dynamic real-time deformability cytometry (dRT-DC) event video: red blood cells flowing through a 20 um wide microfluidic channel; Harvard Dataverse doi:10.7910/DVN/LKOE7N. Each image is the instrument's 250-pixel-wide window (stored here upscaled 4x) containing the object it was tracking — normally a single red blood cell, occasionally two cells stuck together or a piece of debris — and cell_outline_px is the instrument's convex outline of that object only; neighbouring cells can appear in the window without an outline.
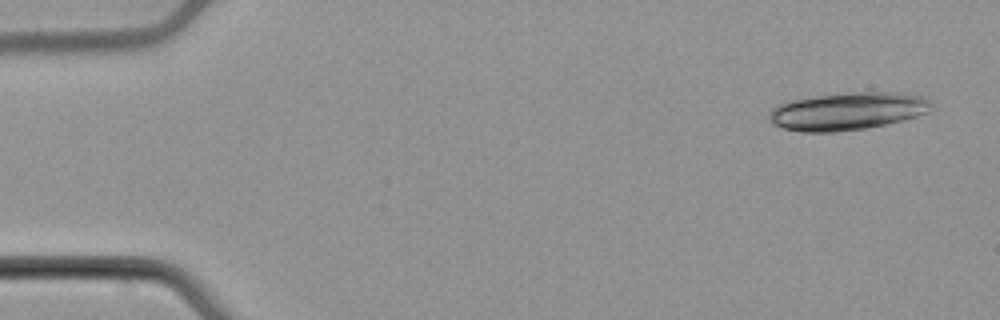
{"species": "common noctule bat (a hibernating species)", "species_latin": "Nyctalus noctula", "temperature_condition": "cold", "stored_images_in_passage": 4, "camera_frame_rate_fps": 3000, "um_per_image_px": 0.085, "animal": {"sex": "male", "body_mass_g": 21.5, "forearm_length_mm": 52.0}, "frame": {"image": 1, "passage_image": 1, "time_ms": 0.0, "image_size_px": [1000, 320], "cell_outline_px": [[932, 104], [924, 112], [916, 116], [904, 120], [868, 128], [836, 132], [800, 132], [784, 128], [772, 124], [768, 116], [772, 108], [780, 104], [792, 100], [848, 92], [896, 92], [928, 96], [932, 100]], "centroid_in_image_um": [72.06, 9.45], "position_along_channel_um": 12.9, "area_um2": 35.6}}